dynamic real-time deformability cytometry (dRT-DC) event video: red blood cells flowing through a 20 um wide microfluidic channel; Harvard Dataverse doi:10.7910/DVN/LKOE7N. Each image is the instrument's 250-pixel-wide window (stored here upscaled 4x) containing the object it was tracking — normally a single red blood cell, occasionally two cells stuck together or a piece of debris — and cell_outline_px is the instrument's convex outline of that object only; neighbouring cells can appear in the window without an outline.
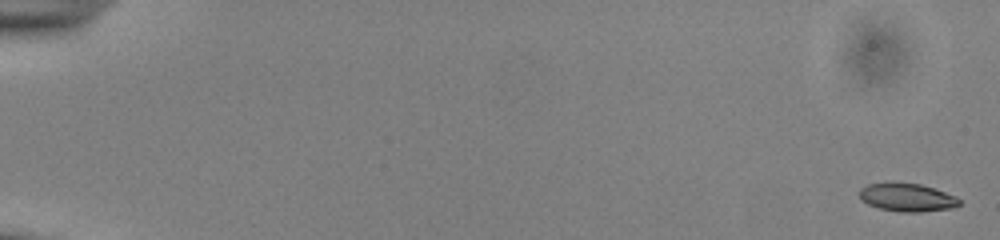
{"species": "common noctule bat (a hibernating species)", "species_latin": "Nyctalus noctula", "temperature_condition": "cold", "stored_images_in_passage": 55, "camera_frame_rate_fps": 3000, "um_per_image_px": 0.085, "animal": {"sex": "male", "body_mass_g": 13.0, "forearm_length_mm": 53.1}, "frame": {"image": 1, "passage_image": 1, "time_ms": 0.0, "image_size_px": [1000, 240], "cell_outline_px": [[960, 204], [952, 208], [920, 212], [900, 212], [880, 208], [868, 204], [860, 200], [860, 188], [868, 184], [888, 180], [892, 180], [920, 184], [956, 196], [960, 200]], "centroid_in_image_um": [77.05, 16.75], "position_along_channel_um": 8.0, "area_um2": 16.76}}
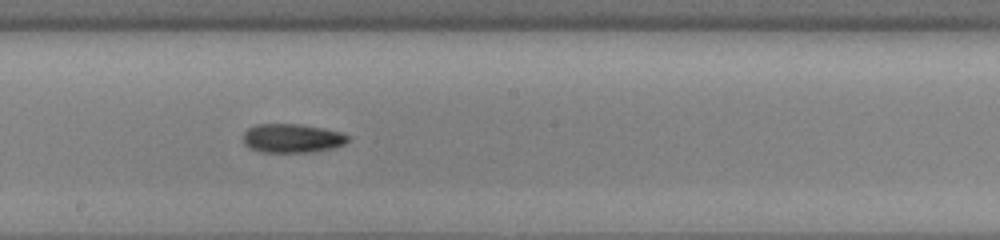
{"frame": {"image": 2, "passage_image": 32, "time_ms": 10.333, "image_size_px": [1000, 240], "cell_outline_px": [[352, 136], [344, 144], [328, 148], [308, 152], [260, 152], [248, 148], [244, 144], [244, 132], [248, 128], [256, 124], [300, 124], [324, 128], [344, 132]], "centroid_in_image_um": [24.83, 11.74], "position_along_channel_um": 223.4, "area_um2": 17.74}}
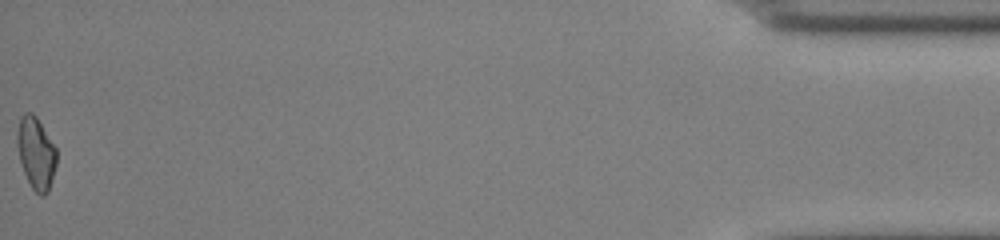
{"frame": {"image": 3, "passage_image": 55, "time_ms": 18.0, "image_size_px": [1000, 240], "cell_outline_px": [[56, 164], [48, 192], [44, 196], [40, 196], [32, 188], [24, 172], [20, 160], [16, 144], [16, 136], [20, 116], [24, 112], [32, 112], [36, 116], [56, 148]], "centroid_in_image_um": [3.04, 13.0], "position_along_channel_um": 432.2, "area_um2": 16.47}, "authors_computed_cell_mechanics": {"area_um2": 16.8776, "velocity_mm_per_s": 3.8726, "shape_relaxation_time_tau1_ms": 3.9585, "shape_relaxation_time_tau2_ms": 7.111, "deformation_change_tau1": 0.1071, "deformation_change_tau2": 0.1407}}